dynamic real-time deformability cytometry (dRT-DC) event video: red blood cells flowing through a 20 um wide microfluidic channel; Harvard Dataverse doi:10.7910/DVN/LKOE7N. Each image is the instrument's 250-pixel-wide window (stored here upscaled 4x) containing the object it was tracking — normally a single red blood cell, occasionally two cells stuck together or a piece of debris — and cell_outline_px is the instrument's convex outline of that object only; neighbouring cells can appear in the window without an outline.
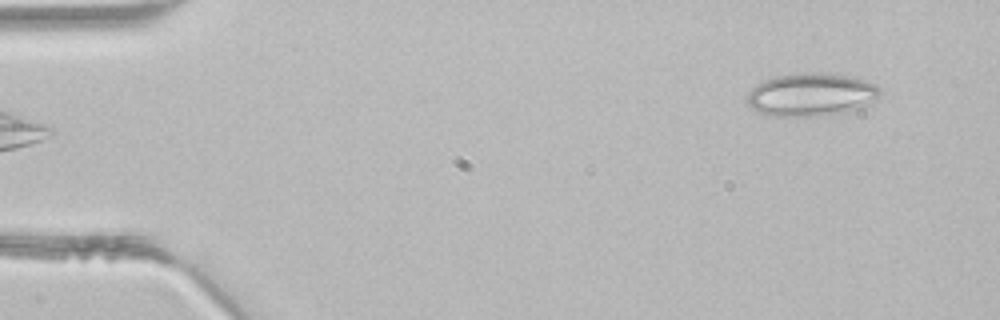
{"species": "common noctule bat (a hibernating species)", "species_latin": "Nyctalus noctula", "temperature_condition": "room temperature", "stored_images_in_passage": 4, "camera_frame_rate_fps": 3000, "um_per_image_px": 0.085, "animal": {"sex": "male", "body_mass_g": 21.5, "forearm_length_mm": 52.0}, "frame": {"image": 1, "passage_image": 4, "time_ms": 1.0, "image_size_px": [1000, 320], "cell_outline_px": [[880, 92], [876, 100], [860, 108], [824, 116], [768, 116], [752, 108], [744, 100], [748, 92], [756, 84], [764, 80], [776, 76], [804, 72], [832, 72], [856, 76], [876, 84], [880, 88]], "centroid_in_image_um": [68.96, 8.02], "position_along_channel_um": 16.0, "area_um2": 34.04}}